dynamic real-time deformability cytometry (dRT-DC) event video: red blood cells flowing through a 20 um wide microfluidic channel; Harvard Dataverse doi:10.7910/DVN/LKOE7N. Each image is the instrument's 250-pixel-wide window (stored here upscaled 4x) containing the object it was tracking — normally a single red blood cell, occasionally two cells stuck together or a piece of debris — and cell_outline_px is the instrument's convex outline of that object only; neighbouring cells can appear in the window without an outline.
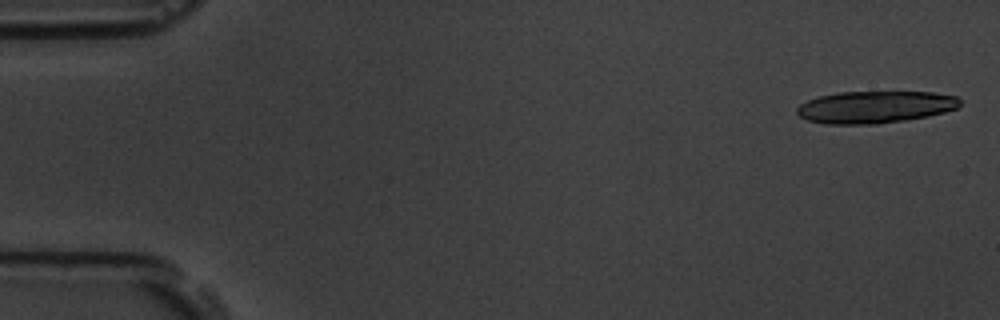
{"species": "common noctule bat (a hibernating species)", "species_latin": "Nyctalus noctula", "temperature_condition": "room temperature", "stored_images_in_passage": 6, "camera_frame_rate_fps": 3000, "um_per_image_px": 0.085, "animal": {"sex": "male", "body_mass_g": 19.5, "forearm_length_mm": 54.6}, "frame": {"image": 1, "passage_image": 1, "time_ms": 0.0, "image_size_px": [1000, 320], "cell_outline_px": [[960, 104], [956, 108], [944, 112], [928, 116], [904, 120], [876, 124], [828, 124], [808, 120], [800, 116], [796, 112], [796, 108], [800, 104], [808, 100], [820, 96], [836, 92], [932, 92], [956, 96], [960, 100]], "centroid_in_image_um": [74.37, 9.09], "position_along_channel_um": 10.6, "area_um2": 30.4}}
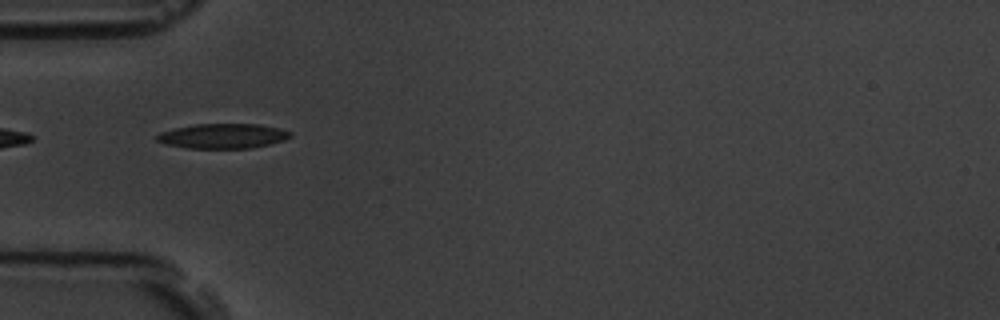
{"frame": {"image": 2, "passage_image": 6, "time_ms": 5.667, "image_size_px": [1000, 320], "cell_outline_px": [[292, 136], [284, 140], [268, 144], [248, 148], [188, 148], [168, 144], [156, 140], [156, 136], [160, 132], [176, 128], [196, 124], [260, 124], [280, 128], [292, 132]], "centroid_in_image_um": [18.98, 11.55], "position_along_channel_um": 66.0, "area_um2": 19.13}}